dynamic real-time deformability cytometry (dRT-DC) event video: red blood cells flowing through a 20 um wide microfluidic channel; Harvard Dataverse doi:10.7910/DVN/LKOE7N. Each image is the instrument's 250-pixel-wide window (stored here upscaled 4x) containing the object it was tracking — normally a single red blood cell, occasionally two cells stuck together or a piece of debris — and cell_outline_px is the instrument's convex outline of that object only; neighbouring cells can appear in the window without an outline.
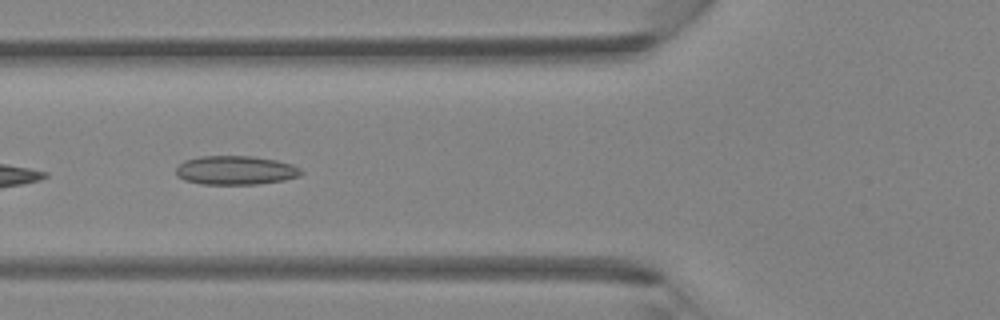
{"species": "Egyptian fruit bat (a non-hibernating species)", "species_latin": "Rousettus aegyptiacus", "temperature_condition": "room temperature", "stored_images_in_passage": 5, "camera_frame_rate_fps": 3000, "um_per_image_px": 0.085, "animal": {"sex": "female"}, "frame": {"image": 1, "passage_image": 5, "time_ms": 1.333, "image_size_px": [1000, 320], "cell_outline_px": [[304, 172], [300, 176], [284, 180], [256, 184], [200, 184], [184, 180], [176, 176], [176, 168], [184, 160], [200, 156], [252, 156], [276, 160], [292, 164], [300, 168]], "centroid_in_image_um": [20.02, 14.47], "position_along_channel_um": 105.8, "area_um2": 21.21}}